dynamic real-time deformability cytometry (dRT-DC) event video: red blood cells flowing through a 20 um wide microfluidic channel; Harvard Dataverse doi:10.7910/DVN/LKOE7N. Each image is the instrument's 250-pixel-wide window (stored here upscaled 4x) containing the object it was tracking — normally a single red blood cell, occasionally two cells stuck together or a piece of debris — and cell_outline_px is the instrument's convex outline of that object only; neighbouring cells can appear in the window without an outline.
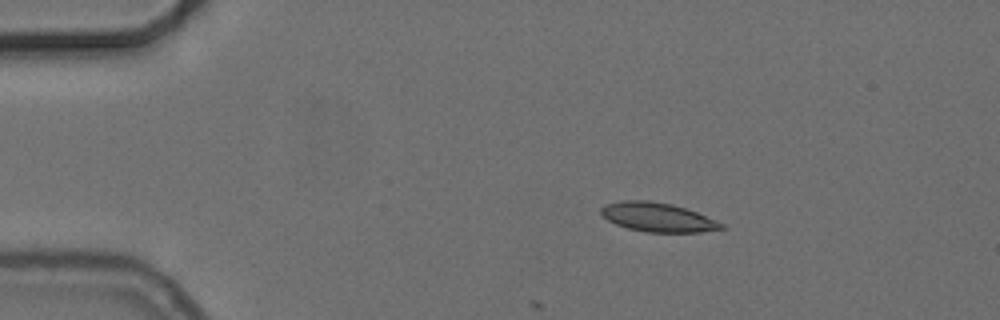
{"species": "common noctule bat (a hibernating species)", "species_latin": "Nyctalus noctula", "temperature_condition": "cold", "stored_images_in_passage": 11, "camera_frame_rate_fps": 3000, "um_per_image_px": 0.085, "animal": {"sex": "female", "body_mass_g": 24.6, "forearm_length_mm": 56.2}, "frame": {"image": 1, "passage_image": 9, "time_ms": 2.667, "image_size_px": [1000, 320], "cell_outline_px": [[728, 228], [700, 232], [648, 232], [628, 228], [616, 224], [608, 220], [600, 212], [600, 208], [604, 204], [620, 200], [648, 200], [672, 204], [696, 212], [724, 224]], "centroid_in_image_um": [55.89, 18.46], "position_along_channel_um": 29.1, "area_um2": 20.35}}